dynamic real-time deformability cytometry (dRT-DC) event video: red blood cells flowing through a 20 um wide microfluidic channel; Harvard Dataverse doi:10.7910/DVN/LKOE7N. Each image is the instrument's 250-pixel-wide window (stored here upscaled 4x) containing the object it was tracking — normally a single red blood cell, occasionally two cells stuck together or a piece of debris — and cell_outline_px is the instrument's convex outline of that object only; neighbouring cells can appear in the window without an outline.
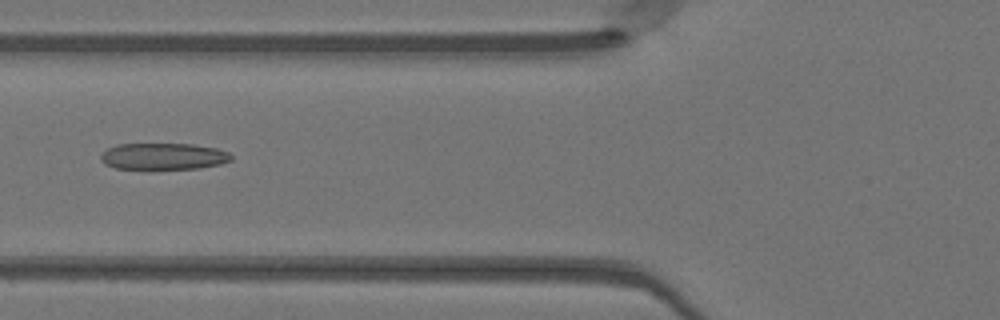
{"species": "Egyptian fruit bat (a non-hibernating species)", "species_latin": "Rousettus aegyptiacus", "temperature_condition": "warm", "stored_images_in_passage": 49, "camera_frame_rate_fps": 3000, "um_per_image_px": 0.085, "animal": {"sex": "female"}, "frame": {"image": 1, "passage_image": 19, "time_ms": 6.0, "image_size_px": [1000, 320], "cell_outline_px": [[232, 160], [220, 164], [200, 168], [152, 172], [148, 172], [116, 168], [104, 164], [100, 160], [100, 156], [108, 148], [116, 144], [192, 144], [216, 148], [228, 152], [232, 156]], "centroid_in_image_um": [13.85, 13.34], "position_along_channel_um": 111.9, "area_um2": 21.27}}
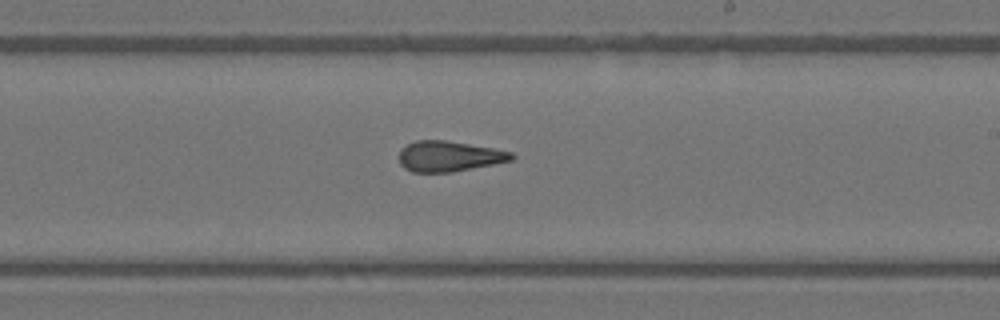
{"frame": {"image": 2, "passage_image": 29, "time_ms": 9.333, "image_size_px": [1000, 320], "cell_outline_px": [[516, 156], [512, 160], [452, 172], [412, 172], [404, 168], [400, 164], [400, 148], [416, 140], [444, 140], [492, 148], [512, 152]], "centroid_in_image_um": [38.14, 13.28], "position_along_channel_um": 250.9, "area_um2": 19.83}}
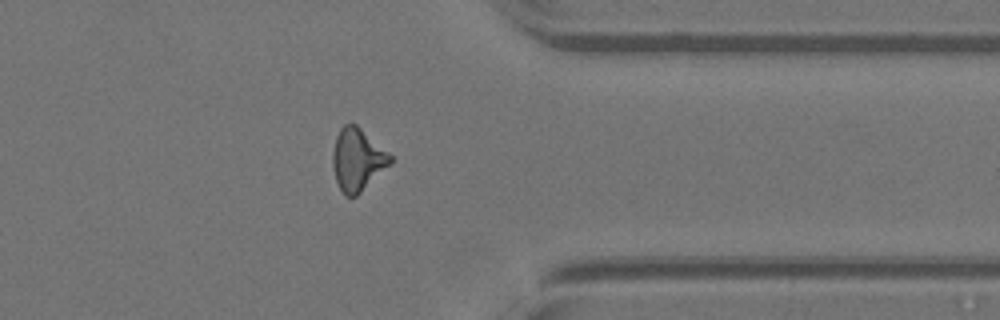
{"frame": {"image": 3, "passage_image": 39, "time_ms": 12.667, "image_size_px": [1000, 320], "cell_outline_px": [[392, 164], [356, 196], [344, 196], [336, 180], [332, 168], [332, 152], [336, 136], [340, 128], [344, 124], [356, 124], [388, 152], [392, 156]], "centroid_in_image_um": [30.38, 13.57], "position_along_channel_um": 381.0, "area_um2": 20.98}, "authors_computed_cell_mechanics": {"area_um2": 20.7502, "velocity_mm_per_s": 4.1647, "shape_relaxation_time_tau1_ms": 6.9421, "shape_relaxation_time_tau2_ms": 0.9308, "deformation_change_tau1": 0.1798, "deformation_change_tau2": 0.1091}}